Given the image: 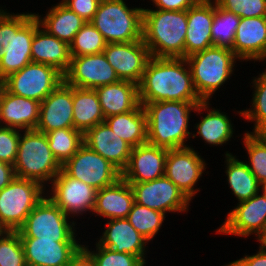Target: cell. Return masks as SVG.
I'll return each instance as SVG.
<instances>
[{
	"label": "cell",
	"mask_w": 266,
	"mask_h": 266,
	"mask_svg": "<svg viewBox=\"0 0 266 266\" xmlns=\"http://www.w3.org/2000/svg\"><path fill=\"white\" fill-rule=\"evenodd\" d=\"M104 121L97 92L94 89L73 87L74 129L84 134Z\"/></svg>",
	"instance_id": "31"
},
{
	"label": "cell",
	"mask_w": 266,
	"mask_h": 266,
	"mask_svg": "<svg viewBox=\"0 0 266 266\" xmlns=\"http://www.w3.org/2000/svg\"><path fill=\"white\" fill-rule=\"evenodd\" d=\"M201 102L160 101L140 103L147 119V143L167 150L187 147L190 112Z\"/></svg>",
	"instance_id": "2"
},
{
	"label": "cell",
	"mask_w": 266,
	"mask_h": 266,
	"mask_svg": "<svg viewBox=\"0 0 266 266\" xmlns=\"http://www.w3.org/2000/svg\"><path fill=\"white\" fill-rule=\"evenodd\" d=\"M259 251L255 255H245L244 258L233 261L225 266H266V246L259 242Z\"/></svg>",
	"instance_id": "45"
},
{
	"label": "cell",
	"mask_w": 266,
	"mask_h": 266,
	"mask_svg": "<svg viewBox=\"0 0 266 266\" xmlns=\"http://www.w3.org/2000/svg\"><path fill=\"white\" fill-rule=\"evenodd\" d=\"M226 175L228 184L238 201L250 199L260 191V183L249 170L247 163L239 161L231 153H226Z\"/></svg>",
	"instance_id": "33"
},
{
	"label": "cell",
	"mask_w": 266,
	"mask_h": 266,
	"mask_svg": "<svg viewBox=\"0 0 266 266\" xmlns=\"http://www.w3.org/2000/svg\"><path fill=\"white\" fill-rule=\"evenodd\" d=\"M46 136L54 157L61 165L70 159L83 144V133L74 128L56 129L47 132Z\"/></svg>",
	"instance_id": "35"
},
{
	"label": "cell",
	"mask_w": 266,
	"mask_h": 266,
	"mask_svg": "<svg viewBox=\"0 0 266 266\" xmlns=\"http://www.w3.org/2000/svg\"><path fill=\"white\" fill-rule=\"evenodd\" d=\"M74 128L73 86L64 80L40 103L37 131L47 133L56 129Z\"/></svg>",
	"instance_id": "18"
},
{
	"label": "cell",
	"mask_w": 266,
	"mask_h": 266,
	"mask_svg": "<svg viewBox=\"0 0 266 266\" xmlns=\"http://www.w3.org/2000/svg\"><path fill=\"white\" fill-rule=\"evenodd\" d=\"M198 96L209 101L233 73L237 56L231 49L212 46L185 58Z\"/></svg>",
	"instance_id": "5"
},
{
	"label": "cell",
	"mask_w": 266,
	"mask_h": 266,
	"mask_svg": "<svg viewBox=\"0 0 266 266\" xmlns=\"http://www.w3.org/2000/svg\"><path fill=\"white\" fill-rule=\"evenodd\" d=\"M119 80L104 53L71 57L69 69L64 74L68 85L94 90Z\"/></svg>",
	"instance_id": "15"
},
{
	"label": "cell",
	"mask_w": 266,
	"mask_h": 266,
	"mask_svg": "<svg viewBox=\"0 0 266 266\" xmlns=\"http://www.w3.org/2000/svg\"><path fill=\"white\" fill-rule=\"evenodd\" d=\"M209 101H203L197 105V111H209L197 124V134L202 137L205 143L211 145H222L230 140L233 135V127L228 116L220 110L208 109Z\"/></svg>",
	"instance_id": "32"
},
{
	"label": "cell",
	"mask_w": 266,
	"mask_h": 266,
	"mask_svg": "<svg viewBox=\"0 0 266 266\" xmlns=\"http://www.w3.org/2000/svg\"><path fill=\"white\" fill-rule=\"evenodd\" d=\"M83 143L110 161L121 172L127 167L132 146L102 122L83 134Z\"/></svg>",
	"instance_id": "21"
},
{
	"label": "cell",
	"mask_w": 266,
	"mask_h": 266,
	"mask_svg": "<svg viewBox=\"0 0 266 266\" xmlns=\"http://www.w3.org/2000/svg\"><path fill=\"white\" fill-rule=\"evenodd\" d=\"M105 118L133 111L139 104L138 85L119 80L95 89Z\"/></svg>",
	"instance_id": "28"
},
{
	"label": "cell",
	"mask_w": 266,
	"mask_h": 266,
	"mask_svg": "<svg viewBox=\"0 0 266 266\" xmlns=\"http://www.w3.org/2000/svg\"><path fill=\"white\" fill-rule=\"evenodd\" d=\"M149 242L129 223L127 218L110 219L98 244L115 252L138 256L145 264V244Z\"/></svg>",
	"instance_id": "25"
},
{
	"label": "cell",
	"mask_w": 266,
	"mask_h": 266,
	"mask_svg": "<svg viewBox=\"0 0 266 266\" xmlns=\"http://www.w3.org/2000/svg\"><path fill=\"white\" fill-rule=\"evenodd\" d=\"M104 122L132 147L147 143V119L141 104L133 111L107 117Z\"/></svg>",
	"instance_id": "30"
},
{
	"label": "cell",
	"mask_w": 266,
	"mask_h": 266,
	"mask_svg": "<svg viewBox=\"0 0 266 266\" xmlns=\"http://www.w3.org/2000/svg\"><path fill=\"white\" fill-rule=\"evenodd\" d=\"M61 2L83 20L90 22L101 0H62Z\"/></svg>",
	"instance_id": "44"
},
{
	"label": "cell",
	"mask_w": 266,
	"mask_h": 266,
	"mask_svg": "<svg viewBox=\"0 0 266 266\" xmlns=\"http://www.w3.org/2000/svg\"><path fill=\"white\" fill-rule=\"evenodd\" d=\"M11 39V14L0 9V60Z\"/></svg>",
	"instance_id": "46"
},
{
	"label": "cell",
	"mask_w": 266,
	"mask_h": 266,
	"mask_svg": "<svg viewBox=\"0 0 266 266\" xmlns=\"http://www.w3.org/2000/svg\"><path fill=\"white\" fill-rule=\"evenodd\" d=\"M240 20L241 18L238 15L223 9L213 0V22L211 26L212 45L232 50Z\"/></svg>",
	"instance_id": "34"
},
{
	"label": "cell",
	"mask_w": 266,
	"mask_h": 266,
	"mask_svg": "<svg viewBox=\"0 0 266 266\" xmlns=\"http://www.w3.org/2000/svg\"><path fill=\"white\" fill-rule=\"evenodd\" d=\"M20 136L17 158L14 163L16 177L31 179L41 183L53 181L62 169L54 157L45 133L25 130Z\"/></svg>",
	"instance_id": "4"
},
{
	"label": "cell",
	"mask_w": 266,
	"mask_h": 266,
	"mask_svg": "<svg viewBox=\"0 0 266 266\" xmlns=\"http://www.w3.org/2000/svg\"><path fill=\"white\" fill-rule=\"evenodd\" d=\"M135 203L131 185L122 177L96 192L94 213L108 219L127 218Z\"/></svg>",
	"instance_id": "26"
},
{
	"label": "cell",
	"mask_w": 266,
	"mask_h": 266,
	"mask_svg": "<svg viewBox=\"0 0 266 266\" xmlns=\"http://www.w3.org/2000/svg\"><path fill=\"white\" fill-rule=\"evenodd\" d=\"M213 1L199 0L187 10L185 58L212 47Z\"/></svg>",
	"instance_id": "23"
},
{
	"label": "cell",
	"mask_w": 266,
	"mask_h": 266,
	"mask_svg": "<svg viewBox=\"0 0 266 266\" xmlns=\"http://www.w3.org/2000/svg\"><path fill=\"white\" fill-rule=\"evenodd\" d=\"M71 57L103 53L107 42L90 22H86L70 43Z\"/></svg>",
	"instance_id": "37"
},
{
	"label": "cell",
	"mask_w": 266,
	"mask_h": 266,
	"mask_svg": "<svg viewBox=\"0 0 266 266\" xmlns=\"http://www.w3.org/2000/svg\"><path fill=\"white\" fill-rule=\"evenodd\" d=\"M167 152L149 143L133 147L122 178L128 183H141L164 176Z\"/></svg>",
	"instance_id": "19"
},
{
	"label": "cell",
	"mask_w": 266,
	"mask_h": 266,
	"mask_svg": "<svg viewBox=\"0 0 266 266\" xmlns=\"http://www.w3.org/2000/svg\"><path fill=\"white\" fill-rule=\"evenodd\" d=\"M232 51L240 60H263L266 54V16L241 18Z\"/></svg>",
	"instance_id": "24"
},
{
	"label": "cell",
	"mask_w": 266,
	"mask_h": 266,
	"mask_svg": "<svg viewBox=\"0 0 266 266\" xmlns=\"http://www.w3.org/2000/svg\"><path fill=\"white\" fill-rule=\"evenodd\" d=\"M40 102L8 92L0 83V124L19 130H34L39 121Z\"/></svg>",
	"instance_id": "22"
},
{
	"label": "cell",
	"mask_w": 266,
	"mask_h": 266,
	"mask_svg": "<svg viewBox=\"0 0 266 266\" xmlns=\"http://www.w3.org/2000/svg\"><path fill=\"white\" fill-rule=\"evenodd\" d=\"M0 266H27L18 231L0 230Z\"/></svg>",
	"instance_id": "40"
},
{
	"label": "cell",
	"mask_w": 266,
	"mask_h": 266,
	"mask_svg": "<svg viewBox=\"0 0 266 266\" xmlns=\"http://www.w3.org/2000/svg\"><path fill=\"white\" fill-rule=\"evenodd\" d=\"M159 10L184 11L195 5L199 0H152Z\"/></svg>",
	"instance_id": "47"
},
{
	"label": "cell",
	"mask_w": 266,
	"mask_h": 266,
	"mask_svg": "<svg viewBox=\"0 0 266 266\" xmlns=\"http://www.w3.org/2000/svg\"><path fill=\"white\" fill-rule=\"evenodd\" d=\"M15 177L14 166L0 160V190L9 185Z\"/></svg>",
	"instance_id": "49"
},
{
	"label": "cell",
	"mask_w": 266,
	"mask_h": 266,
	"mask_svg": "<svg viewBox=\"0 0 266 266\" xmlns=\"http://www.w3.org/2000/svg\"><path fill=\"white\" fill-rule=\"evenodd\" d=\"M37 17L40 27L43 28L48 34L57 37L70 45L74 36L86 23L75 12L66 7L62 2L53 6L45 18Z\"/></svg>",
	"instance_id": "29"
},
{
	"label": "cell",
	"mask_w": 266,
	"mask_h": 266,
	"mask_svg": "<svg viewBox=\"0 0 266 266\" xmlns=\"http://www.w3.org/2000/svg\"><path fill=\"white\" fill-rule=\"evenodd\" d=\"M45 187L34 180L15 177L0 190V230L18 231L44 198Z\"/></svg>",
	"instance_id": "7"
},
{
	"label": "cell",
	"mask_w": 266,
	"mask_h": 266,
	"mask_svg": "<svg viewBox=\"0 0 266 266\" xmlns=\"http://www.w3.org/2000/svg\"><path fill=\"white\" fill-rule=\"evenodd\" d=\"M63 80L64 75L55 67L31 62L6 77L1 85L11 94L41 103Z\"/></svg>",
	"instance_id": "10"
},
{
	"label": "cell",
	"mask_w": 266,
	"mask_h": 266,
	"mask_svg": "<svg viewBox=\"0 0 266 266\" xmlns=\"http://www.w3.org/2000/svg\"><path fill=\"white\" fill-rule=\"evenodd\" d=\"M187 64L185 58L151 57L138 85L139 102H203L195 90Z\"/></svg>",
	"instance_id": "1"
},
{
	"label": "cell",
	"mask_w": 266,
	"mask_h": 266,
	"mask_svg": "<svg viewBox=\"0 0 266 266\" xmlns=\"http://www.w3.org/2000/svg\"><path fill=\"white\" fill-rule=\"evenodd\" d=\"M258 194L239 202L237 207L229 212L217 233L239 237H247L254 233L260 242L266 236V196Z\"/></svg>",
	"instance_id": "13"
},
{
	"label": "cell",
	"mask_w": 266,
	"mask_h": 266,
	"mask_svg": "<svg viewBox=\"0 0 266 266\" xmlns=\"http://www.w3.org/2000/svg\"><path fill=\"white\" fill-rule=\"evenodd\" d=\"M187 10L143 9L142 40L152 57L185 58Z\"/></svg>",
	"instance_id": "3"
},
{
	"label": "cell",
	"mask_w": 266,
	"mask_h": 266,
	"mask_svg": "<svg viewBox=\"0 0 266 266\" xmlns=\"http://www.w3.org/2000/svg\"><path fill=\"white\" fill-rule=\"evenodd\" d=\"M66 266H96L92 255L81 246Z\"/></svg>",
	"instance_id": "48"
},
{
	"label": "cell",
	"mask_w": 266,
	"mask_h": 266,
	"mask_svg": "<svg viewBox=\"0 0 266 266\" xmlns=\"http://www.w3.org/2000/svg\"><path fill=\"white\" fill-rule=\"evenodd\" d=\"M19 129L0 125V160L14 165L21 133Z\"/></svg>",
	"instance_id": "43"
},
{
	"label": "cell",
	"mask_w": 266,
	"mask_h": 266,
	"mask_svg": "<svg viewBox=\"0 0 266 266\" xmlns=\"http://www.w3.org/2000/svg\"><path fill=\"white\" fill-rule=\"evenodd\" d=\"M129 184L135 203L164 214L188 210L190 200L165 175L152 181Z\"/></svg>",
	"instance_id": "12"
},
{
	"label": "cell",
	"mask_w": 266,
	"mask_h": 266,
	"mask_svg": "<svg viewBox=\"0 0 266 266\" xmlns=\"http://www.w3.org/2000/svg\"><path fill=\"white\" fill-rule=\"evenodd\" d=\"M193 148L187 147L168 150L165 162V176L191 201L199 191L194 190L198 179L204 173L205 161Z\"/></svg>",
	"instance_id": "16"
},
{
	"label": "cell",
	"mask_w": 266,
	"mask_h": 266,
	"mask_svg": "<svg viewBox=\"0 0 266 266\" xmlns=\"http://www.w3.org/2000/svg\"><path fill=\"white\" fill-rule=\"evenodd\" d=\"M90 23L107 43L142 39L143 8H128L123 0H101Z\"/></svg>",
	"instance_id": "6"
},
{
	"label": "cell",
	"mask_w": 266,
	"mask_h": 266,
	"mask_svg": "<svg viewBox=\"0 0 266 266\" xmlns=\"http://www.w3.org/2000/svg\"><path fill=\"white\" fill-rule=\"evenodd\" d=\"M103 53L120 80L137 85L152 57L142 39L128 43H107Z\"/></svg>",
	"instance_id": "14"
},
{
	"label": "cell",
	"mask_w": 266,
	"mask_h": 266,
	"mask_svg": "<svg viewBox=\"0 0 266 266\" xmlns=\"http://www.w3.org/2000/svg\"><path fill=\"white\" fill-rule=\"evenodd\" d=\"M62 169L70 177L92 186L97 191L114 184L122 177V172L116 166L84 143L62 165Z\"/></svg>",
	"instance_id": "11"
},
{
	"label": "cell",
	"mask_w": 266,
	"mask_h": 266,
	"mask_svg": "<svg viewBox=\"0 0 266 266\" xmlns=\"http://www.w3.org/2000/svg\"><path fill=\"white\" fill-rule=\"evenodd\" d=\"M244 144L249 155V170L261 184L266 180V134H244Z\"/></svg>",
	"instance_id": "39"
},
{
	"label": "cell",
	"mask_w": 266,
	"mask_h": 266,
	"mask_svg": "<svg viewBox=\"0 0 266 266\" xmlns=\"http://www.w3.org/2000/svg\"><path fill=\"white\" fill-rule=\"evenodd\" d=\"M93 257L96 266H144L145 263L138 257L129 253L115 252L109 248L96 244V252L89 251L82 245ZM94 252V253H93Z\"/></svg>",
	"instance_id": "41"
},
{
	"label": "cell",
	"mask_w": 266,
	"mask_h": 266,
	"mask_svg": "<svg viewBox=\"0 0 266 266\" xmlns=\"http://www.w3.org/2000/svg\"><path fill=\"white\" fill-rule=\"evenodd\" d=\"M52 184L51 199L67 216L70 214H83L85 211L93 212L96 192L92 186L70 177L63 169L55 176Z\"/></svg>",
	"instance_id": "17"
},
{
	"label": "cell",
	"mask_w": 266,
	"mask_h": 266,
	"mask_svg": "<svg viewBox=\"0 0 266 266\" xmlns=\"http://www.w3.org/2000/svg\"><path fill=\"white\" fill-rule=\"evenodd\" d=\"M165 214L138 203H134L127 220L132 227L148 241L158 233L165 220Z\"/></svg>",
	"instance_id": "36"
},
{
	"label": "cell",
	"mask_w": 266,
	"mask_h": 266,
	"mask_svg": "<svg viewBox=\"0 0 266 266\" xmlns=\"http://www.w3.org/2000/svg\"><path fill=\"white\" fill-rule=\"evenodd\" d=\"M240 18L266 16V0H214Z\"/></svg>",
	"instance_id": "42"
},
{
	"label": "cell",
	"mask_w": 266,
	"mask_h": 266,
	"mask_svg": "<svg viewBox=\"0 0 266 266\" xmlns=\"http://www.w3.org/2000/svg\"><path fill=\"white\" fill-rule=\"evenodd\" d=\"M27 266H66L82 246L78 242H55L32 237H20Z\"/></svg>",
	"instance_id": "20"
},
{
	"label": "cell",
	"mask_w": 266,
	"mask_h": 266,
	"mask_svg": "<svg viewBox=\"0 0 266 266\" xmlns=\"http://www.w3.org/2000/svg\"><path fill=\"white\" fill-rule=\"evenodd\" d=\"M266 246V236L260 241Z\"/></svg>",
	"instance_id": "51"
},
{
	"label": "cell",
	"mask_w": 266,
	"mask_h": 266,
	"mask_svg": "<svg viewBox=\"0 0 266 266\" xmlns=\"http://www.w3.org/2000/svg\"><path fill=\"white\" fill-rule=\"evenodd\" d=\"M31 59L33 63L51 65L64 75L71 63L70 46L39 27L31 43Z\"/></svg>",
	"instance_id": "27"
},
{
	"label": "cell",
	"mask_w": 266,
	"mask_h": 266,
	"mask_svg": "<svg viewBox=\"0 0 266 266\" xmlns=\"http://www.w3.org/2000/svg\"><path fill=\"white\" fill-rule=\"evenodd\" d=\"M260 188H262V193L266 196V180L260 184Z\"/></svg>",
	"instance_id": "50"
},
{
	"label": "cell",
	"mask_w": 266,
	"mask_h": 266,
	"mask_svg": "<svg viewBox=\"0 0 266 266\" xmlns=\"http://www.w3.org/2000/svg\"><path fill=\"white\" fill-rule=\"evenodd\" d=\"M67 216L51 200L44 198L27 216L24 224L18 229L20 237L55 240V242H77L74 232V221L69 223Z\"/></svg>",
	"instance_id": "8"
},
{
	"label": "cell",
	"mask_w": 266,
	"mask_h": 266,
	"mask_svg": "<svg viewBox=\"0 0 266 266\" xmlns=\"http://www.w3.org/2000/svg\"><path fill=\"white\" fill-rule=\"evenodd\" d=\"M253 86L256 89L253 92V107L238 113L247 120L255 121L251 134H266V70L253 80Z\"/></svg>",
	"instance_id": "38"
},
{
	"label": "cell",
	"mask_w": 266,
	"mask_h": 266,
	"mask_svg": "<svg viewBox=\"0 0 266 266\" xmlns=\"http://www.w3.org/2000/svg\"><path fill=\"white\" fill-rule=\"evenodd\" d=\"M39 27L34 13L11 14V39L0 60V83L32 62L31 43Z\"/></svg>",
	"instance_id": "9"
}]
</instances>
